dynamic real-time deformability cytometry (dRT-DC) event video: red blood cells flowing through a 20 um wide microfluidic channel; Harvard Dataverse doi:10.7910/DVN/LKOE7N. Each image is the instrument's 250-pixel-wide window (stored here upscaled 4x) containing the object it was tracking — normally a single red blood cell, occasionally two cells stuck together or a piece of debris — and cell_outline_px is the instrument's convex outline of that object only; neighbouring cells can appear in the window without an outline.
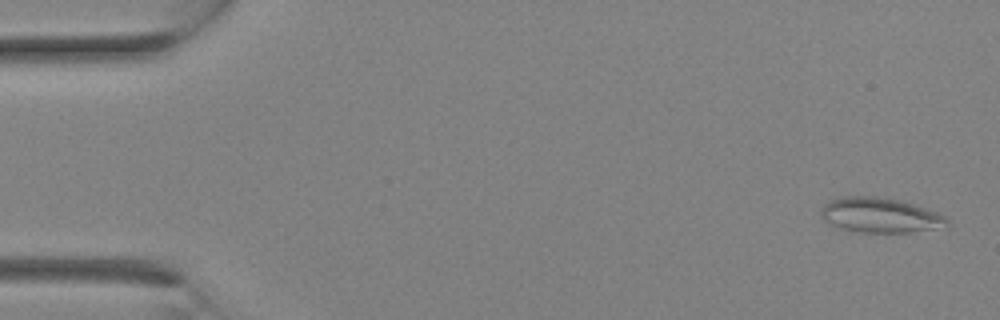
{"species": "Egyptian fruit bat (a non-hibernating species)", "species_latin": "Rousettus aegyptiacus", "temperature_condition": "room temperature", "stored_images_in_passage": 8, "camera_frame_rate_fps": 3000, "um_per_image_px": 0.085, "animal": {"sex": "female"}, "frame": {"image": 1, "passage_image": 1, "time_ms": 0.0, "image_size_px": [1000, 320], "cell_outline_px": [[948, 224], [932, 228], [908, 232], [860, 232], [844, 228], [832, 224], [824, 220], [820, 216], [820, 208], [824, 204], [840, 196], [876, 196], [900, 200], [936, 212], [944, 216], [948, 220]], "centroid_in_image_um": [74.74, 18.27], "position_along_channel_um": 10.3, "area_um2": 25.14}}